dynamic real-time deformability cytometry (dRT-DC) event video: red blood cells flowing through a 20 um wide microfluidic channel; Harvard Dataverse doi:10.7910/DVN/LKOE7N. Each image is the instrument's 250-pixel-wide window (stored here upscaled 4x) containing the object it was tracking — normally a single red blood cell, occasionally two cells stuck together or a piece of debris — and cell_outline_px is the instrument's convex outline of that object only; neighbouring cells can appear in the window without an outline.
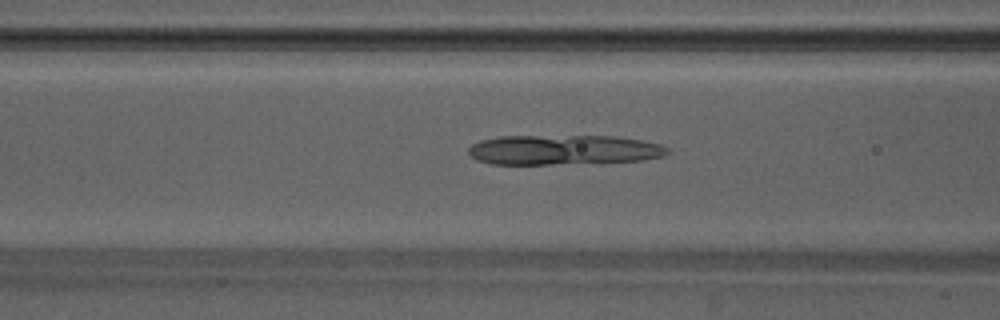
{"species": "Egyptian fruit bat (a non-hibernating species)", "species_latin": "Rousettus aegyptiacus", "temperature_condition": "warm", "stored_images_in_passage": 27, "camera_frame_rate_fps": 3000, "um_per_image_px": 0.085, "animal": {"sex": "male"}, "frame": {"image": 1, "passage_image": 6, "time_ms": 1.667, "image_size_px": [1000, 320], "cell_outline_px": [[672, 152], [664, 156], [644, 160], [604, 164], [492, 164], [476, 160], [468, 152], [468, 148], [472, 144], [480, 140], [500, 136], [612, 136], [640, 140], [660, 144], [668, 148]], "centroid_in_image_um": [47.96, 12.76], "position_along_channel_um": 118.6, "area_um2": 35.37}}
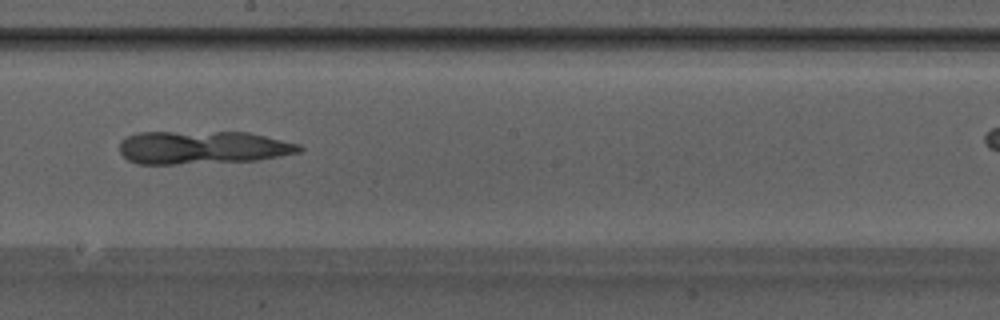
{"frame": {"image": 2, "passage_image": 14, "time_ms": 4.333, "image_size_px": [1000, 320], "cell_outline_px": [[304, 148], [300, 152], [256, 160], [176, 164], [136, 164], [128, 160], [120, 152], [120, 140], [136, 132], [248, 132], [300, 144]], "centroid_in_image_um": [17.19, 12.53], "position_along_channel_um": 231.0, "area_um2": 34.74}}
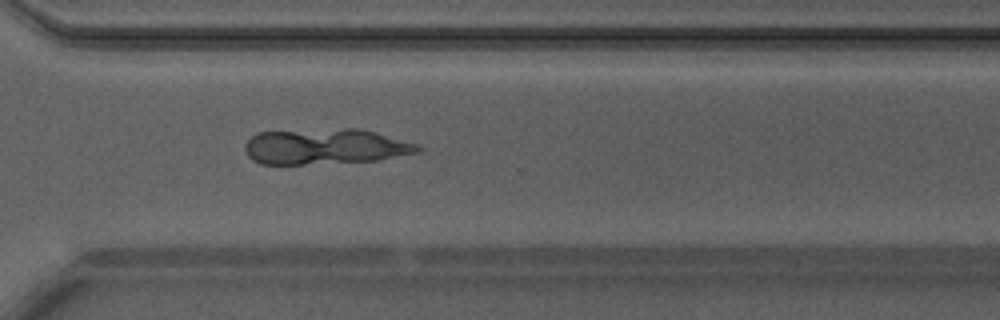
{"frame": {"image": 3, "passage_image": 22, "time_ms": 7.0, "image_size_px": [1000, 320], "cell_outline_px": [[420, 152], [376, 160], [304, 164], [260, 164], [252, 160], [248, 156], [244, 148], [244, 144], [256, 132], [344, 128], [360, 128], [416, 144], [420, 148]], "centroid_in_image_um": [27.58, 12.45], "position_along_channel_um": 343.0, "area_um2": 35.66}}